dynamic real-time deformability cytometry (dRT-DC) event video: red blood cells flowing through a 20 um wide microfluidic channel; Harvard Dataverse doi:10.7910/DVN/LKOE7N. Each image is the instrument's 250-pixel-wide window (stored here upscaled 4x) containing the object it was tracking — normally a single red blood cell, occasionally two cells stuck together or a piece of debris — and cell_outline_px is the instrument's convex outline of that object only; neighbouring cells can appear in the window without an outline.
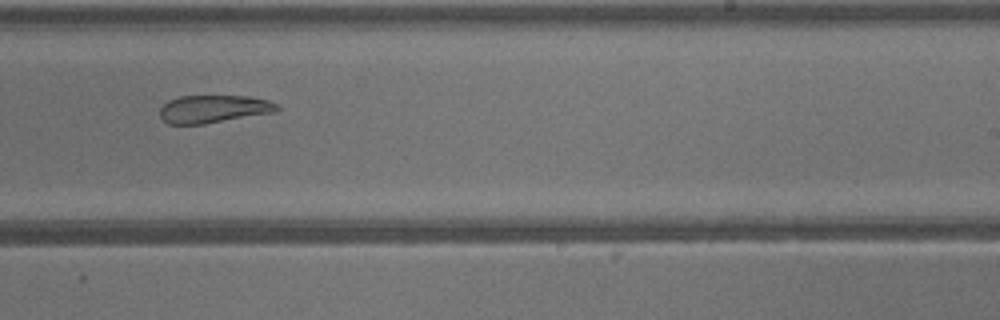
{"species": "common noctule bat (a hibernating species)", "species_latin": "Nyctalus noctula", "temperature_condition": "warm", "stored_images_in_passage": 28, "camera_frame_rate_fps": 3000, "um_per_image_px": 0.085, "animal": {"sex": "male", "body_mass_g": 13.3}, "frame": {"image": 1, "passage_image": 13, "time_ms": 4.0, "image_size_px": [1000, 320], "cell_outline_px": [[280, 108], [276, 112], [204, 124], [168, 124], [160, 116], [160, 108], [168, 100], [180, 96], [248, 96], [268, 100], [276, 104]], "centroid_in_image_um": [18.15, 9.26], "position_along_channel_um": 270.8, "area_um2": 18.96}}